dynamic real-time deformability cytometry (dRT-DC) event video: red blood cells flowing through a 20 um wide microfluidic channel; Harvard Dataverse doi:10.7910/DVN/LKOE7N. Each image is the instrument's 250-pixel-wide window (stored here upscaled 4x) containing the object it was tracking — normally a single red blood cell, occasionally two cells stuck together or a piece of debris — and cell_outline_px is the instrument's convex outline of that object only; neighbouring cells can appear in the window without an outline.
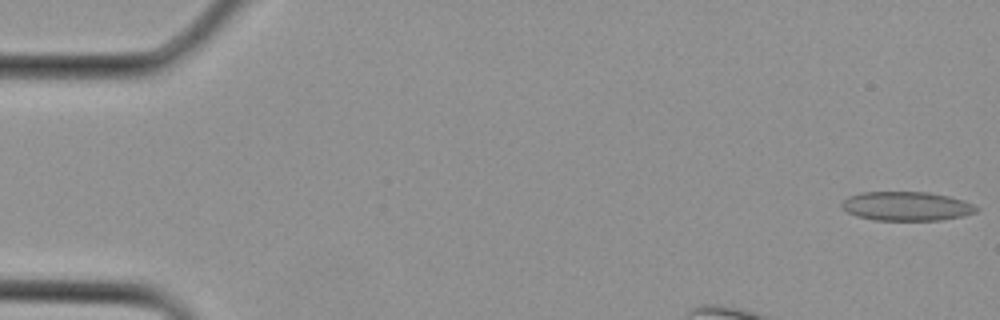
{"species": "Egyptian fruit bat (a non-hibernating species)", "species_latin": "Rousettus aegyptiacus", "temperature_condition": "cold", "stored_images_in_passage": 3, "camera_frame_rate_fps": 3000, "um_per_image_px": 0.085, "animal": {"sex": "female"}, "frame": {"image": 1, "passage_image": 1, "time_ms": 0.0, "image_size_px": [1000, 320], "cell_outline_px": [[980, 208], [976, 212], [960, 216], [940, 220], [876, 220], [856, 216], [840, 208], [840, 204], [848, 196], [860, 192], [928, 192], [948, 196], [964, 200]], "centroid_in_image_um": [77.02, 17.52], "position_along_channel_um": 8.0, "area_um2": 22.83}}